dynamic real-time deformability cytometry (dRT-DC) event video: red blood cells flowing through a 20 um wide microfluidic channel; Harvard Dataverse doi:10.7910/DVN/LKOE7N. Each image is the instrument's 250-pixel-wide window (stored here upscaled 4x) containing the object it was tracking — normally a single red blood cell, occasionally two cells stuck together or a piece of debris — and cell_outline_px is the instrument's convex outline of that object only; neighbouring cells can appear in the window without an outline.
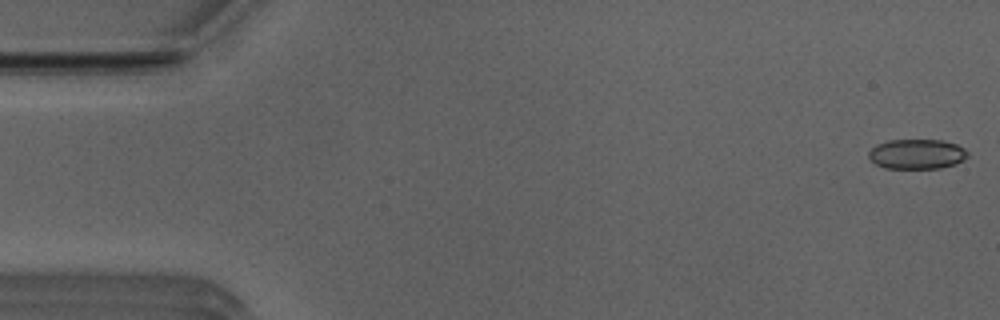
{"species": "Egyptian fruit bat (a non-hibernating species)", "species_latin": "Rousettus aegyptiacus", "temperature_condition": "room temperature", "stored_images_in_passage": 3, "camera_frame_rate_fps": 3000, "um_per_image_px": 0.085, "animal": {"sex": "male"}, "frame": {"image": 1, "passage_image": 1, "time_ms": 0.0, "image_size_px": [1000, 320], "cell_outline_px": [[968, 156], [964, 160], [956, 164], [940, 168], [884, 168], [876, 164], [868, 156], [868, 152], [876, 144], [888, 140], [940, 140], [956, 144], [964, 148], [968, 152]], "centroid_in_image_um": [77.94, 13.09], "position_along_channel_um": 7.1, "area_um2": 17.28}}